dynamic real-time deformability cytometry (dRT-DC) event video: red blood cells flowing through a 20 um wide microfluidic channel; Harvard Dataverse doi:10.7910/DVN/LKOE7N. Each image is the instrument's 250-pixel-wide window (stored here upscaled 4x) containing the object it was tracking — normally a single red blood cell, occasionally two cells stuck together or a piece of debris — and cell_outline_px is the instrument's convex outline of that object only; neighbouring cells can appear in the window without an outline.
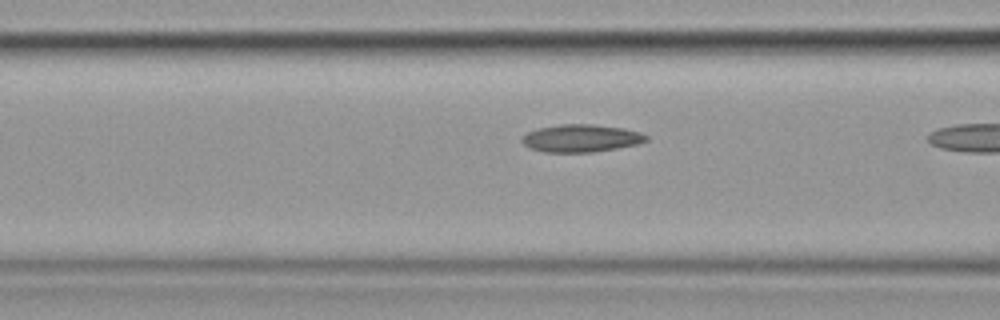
{"species": "common noctule bat (a hibernating species)", "species_latin": "Nyctalus noctula", "temperature_condition": "cold", "stored_images_in_passage": 20, "camera_frame_rate_fps": 3000, "um_per_image_px": 0.085, "animal": {"sex": "female", "body_mass_g": 19.9}, "frame": {"image": 1, "passage_image": 19, "time_ms": 6.0, "image_size_px": [1000, 320], "cell_outline_px": [[648, 140], [636, 144], [616, 148], [592, 152], [544, 152], [528, 148], [520, 140], [528, 132], [536, 128], [560, 124], [592, 124], [624, 128], [640, 132], [648, 136]], "centroid_in_image_um": [49.36, 11.74], "position_along_channel_um": 117.2, "area_um2": 20.0}}